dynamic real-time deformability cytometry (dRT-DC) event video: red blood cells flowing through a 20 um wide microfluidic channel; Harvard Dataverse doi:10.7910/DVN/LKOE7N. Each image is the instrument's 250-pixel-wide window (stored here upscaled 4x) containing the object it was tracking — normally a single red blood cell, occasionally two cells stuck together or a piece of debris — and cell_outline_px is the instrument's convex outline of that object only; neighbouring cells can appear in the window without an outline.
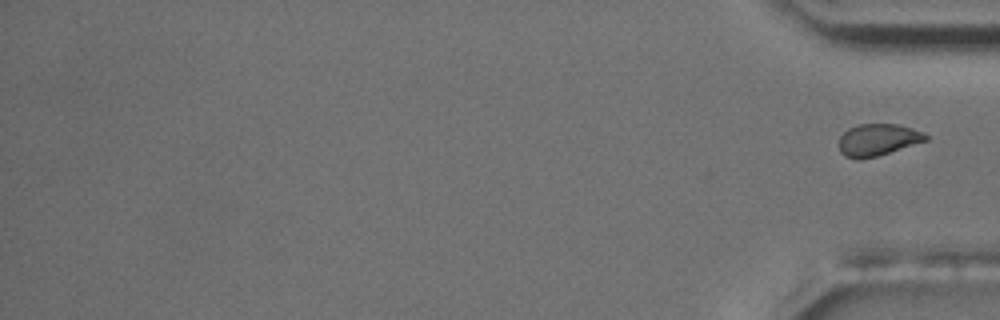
{"species": "common noctule bat (a hibernating species)", "species_latin": "Nyctalus noctula", "temperature_condition": "room temperature", "stored_images_in_passage": 18, "camera_frame_rate_fps": 3000, "um_per_image_px": 0.085, "animal": {"sex": "male", "body_mass_g": 17.5, "forearm_length_mm": 52.3}, "frame": {"image": 1, "passage_image": 18, "time_ms": 19.667, "image_size_px": [1000, 320], "cell_outline_px": [[928, 140], [876, 156], [860, 160], [844, 156], [840, 152], [840, 136], [848, 128], [856, 124], [896, 124], [912, 128], [924, 132], [928, 136]], "centroid_in_image_um": [74.6, 11.88], "position_along_channel_um": 360.6, "area_um2": 16.13}}